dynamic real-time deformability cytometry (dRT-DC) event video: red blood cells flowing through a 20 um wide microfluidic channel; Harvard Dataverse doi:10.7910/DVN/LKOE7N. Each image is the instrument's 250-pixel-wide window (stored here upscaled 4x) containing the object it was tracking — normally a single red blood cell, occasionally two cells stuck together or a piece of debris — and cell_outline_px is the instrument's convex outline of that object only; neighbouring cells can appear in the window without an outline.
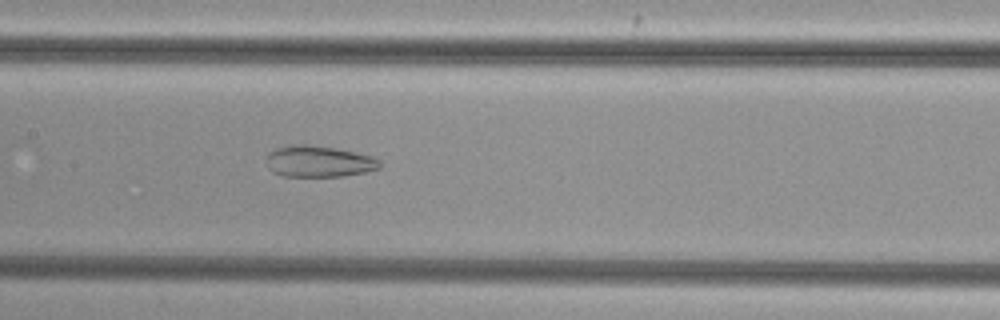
{"species": "common noctule bat (a hibernating species)", "species_latin": "Nyctalus noctula", "temperature_condition": "cold", "stored_images_in_passage": 43, "camera_frame_rate_fps": 3000, "um_per_image_px": 0.085, "animal": {"sex": "female", "body_mass_g": 29.2, "forearm_length_mm": 56.3}, "frame": {"image": 1, "passage_image": 17, "time_ms": 5.333, "image_size_px": [1000, 320], "cell_outline_px": [[380, 168], [364, 172], [344, 176], [284, 176], [272, 172], [268, 168], [268, 152], [276, 148], [296, 144], [308, 144], [336, 148], [372, 156], [380, 160]], "centroid_in_image_um": [27.1, 13.72], "position_along_channel_um": 180.3, "area_um2": 20.63}}
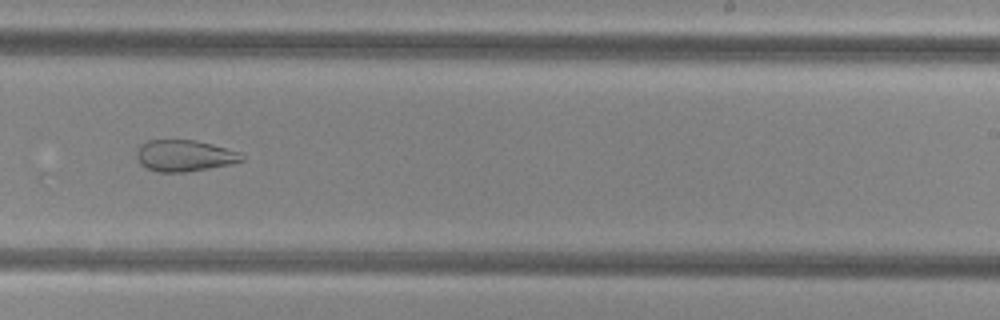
{"frame": {"image": 2, "passage_image": 24, "time_ms": 7.667, "image_size_px": [1000, 320], "cell_outline_px": [[244, 160], [228, 164], [208, 168], [184, 172], [156, 172], [140, 164], [136, 160], [136, 148], [140, 144], [148, 140], [196, 140], [212, 144], [240, 152], [244, 156]], "centroid_in_image_um": [15.63, 13.22], "position_along_channel_um": 273.4, "area_um2": 19.31}}
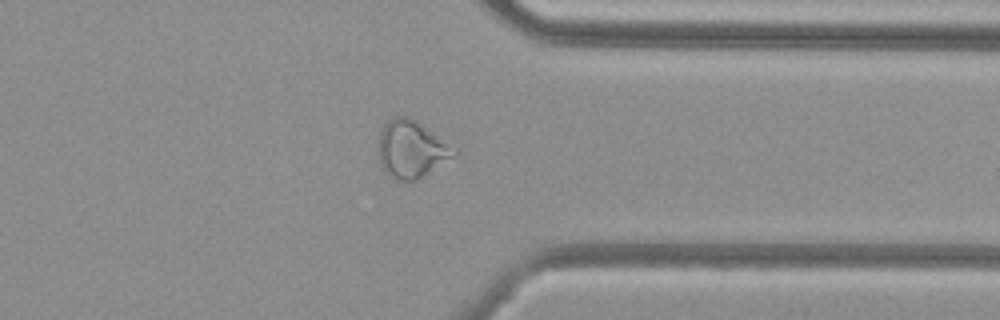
{"frame": {"image": 3, "passage_image": 32, "time_ms": 10.333, "image_size_px": [1000, 320], "cell_outline_px": [[456, 152], [452, 156], [416, 180], [396, 180], [388, 176], [380, 164], [376, 148], [380, 132], [384, 124], [392, 116], [408, 116], [416, 120], [432, 132]], "centroid_in_image_um": [34.83, 12.66], "position_along_channel_um": 376.6, "area_um2": 24.68}}